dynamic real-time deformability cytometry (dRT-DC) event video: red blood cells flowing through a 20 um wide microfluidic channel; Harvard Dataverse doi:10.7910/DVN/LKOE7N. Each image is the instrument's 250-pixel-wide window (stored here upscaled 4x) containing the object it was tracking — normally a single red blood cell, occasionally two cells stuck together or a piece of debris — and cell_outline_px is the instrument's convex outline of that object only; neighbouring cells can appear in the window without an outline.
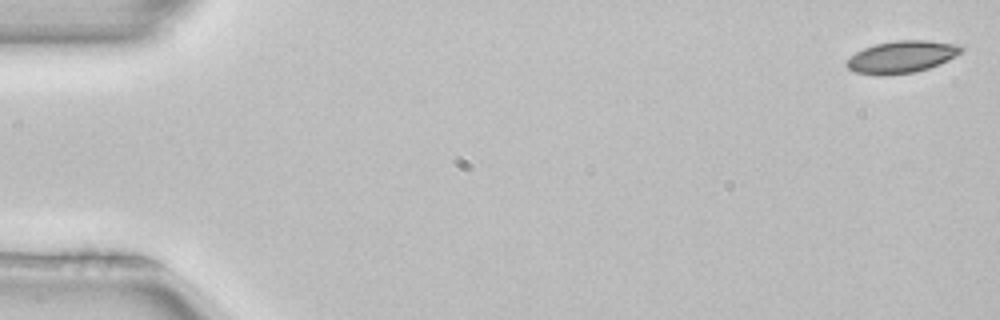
{"species": "common noctule bat (a hibernating species)", "species_latin": "Nyctalus noctula", "temperature_condition": "room temperature", "stored_images_in_passage": 52, "camera_frame_rate_fps": 3000, "um_per_image_px": 0.085, "animal": {"sex": "female", "body_mass_g": 22.7, "forearm_length_mm": 54.2}, "frame": {"image": 1, "passage_image": 1, "time_ms": 0.0, "image_size_px": [1000, 320], "cell_outline_px": [[964, 48], [960, 52], [948, 60], [940, 64], [916, 72], [880, 76], [856, 72], [848, 68], [844, 64], [856, 52], [864, 48], [876, 44], [896, 40], [924, 40], [960, 44]], "centroid_in_image_um": [76.65, 4.84], "position_along_channel_um": 8.4, "area_um2": 21.39}}
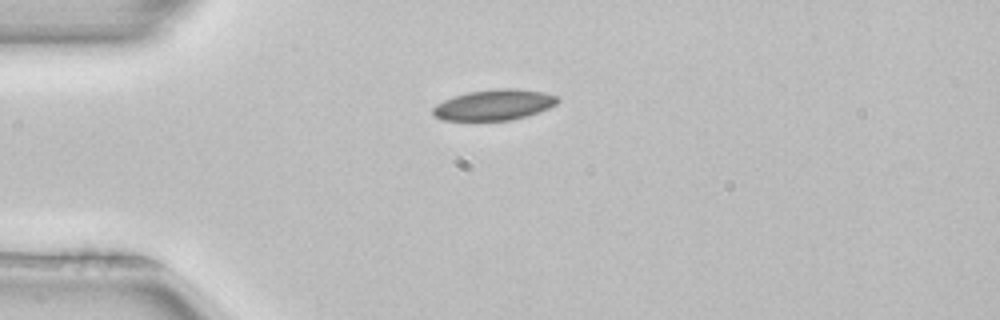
{"frame": {"image": 2, "passage_image": 13, "time_ms": 4.0, "image_size_px": [1000, 320], "cell_outline_px": [[560, 100], [556, 104], [548, 108], [512, 120], [444, 120], [436, 116], [432, 112], [432, 108], [436, 104], [444, 100], [468, 92], [496, 88], [512, 88], [544, 92], [556, 96]], "centroid_in_image_um": [41.99, 8.9], "position_along_channel_um": 43.0, "area_um2": 22.02}}
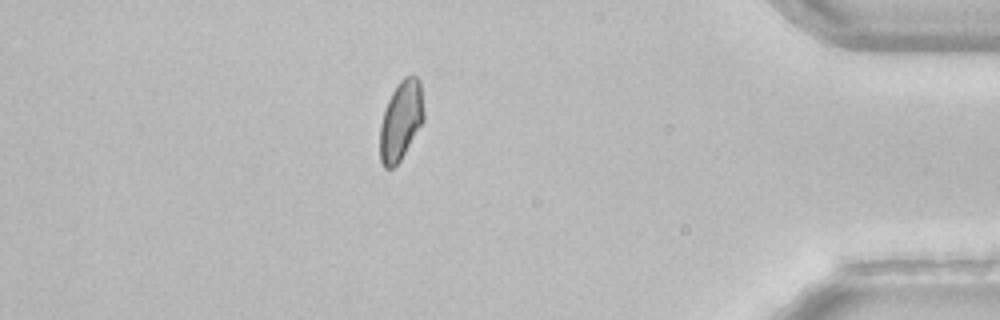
{"frame": {"image": 3, "passage_image": 45, "time_ms": 14.667, "image_size_px": [1000, 320], "cell_outline_px": [[424, 120], [400, 160], [392, 168], [384, 168], [380, 160], [380, 124], [384, 108], [396, 84], [404, 76], [416, 76], [420, 80], [424, 112]], "centroid_in_image_um": [34.07, 10.22], "position_along_channel_um": 401.1, "area_um2": 20.29}, "authors_computed_cell_mechanics": {"area_um2": 21.1837, "velocity_mm_per_s": 3.9694, "shape_relaxation_time_tau1_ms": 7.5855, "shape_relaxation_time_tau2_ms": null, "deformation_change_tau1": 0.107, "deformation_change_tau2": null}}